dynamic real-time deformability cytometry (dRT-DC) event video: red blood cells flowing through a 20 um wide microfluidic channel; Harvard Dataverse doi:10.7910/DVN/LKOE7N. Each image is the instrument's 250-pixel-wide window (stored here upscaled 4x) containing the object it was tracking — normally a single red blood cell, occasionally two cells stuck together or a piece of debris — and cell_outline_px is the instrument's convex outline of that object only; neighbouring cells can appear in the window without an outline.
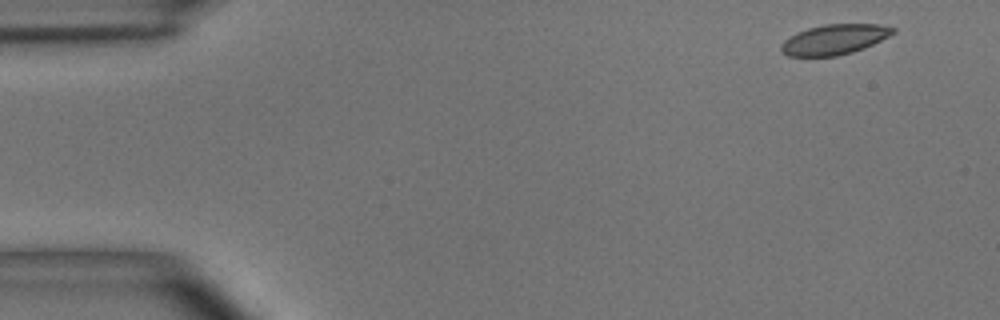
{"species": "common noctule bat (a hibernating species)", "species_latin": "Nyctalus noctula", "temperature_condition": "room temperature", "stored_images_in_passage": 2, "camera_frame_rate_fps": 3000, "um_per_image_px": 0.085, "animal": {"sex": "male", "body_mass_g": 15.6}, "frame": {"image": 1, "passage_image": 2, "time_ms": 1.333, "image_size_px": [1000, 320], "cell_outline_px": [[896, 32], [864, 48], [852, 52], [836, 56], [788, 56], [780, 48], [780, 44], [784, 40], [796, 32], [808, 28], [824, 24], [880, 24], [896, 28]], "centroid_in_image_um": [70.91, 3.34], "position_along_channel_um": 14.1, "area_um2": 19.59}}